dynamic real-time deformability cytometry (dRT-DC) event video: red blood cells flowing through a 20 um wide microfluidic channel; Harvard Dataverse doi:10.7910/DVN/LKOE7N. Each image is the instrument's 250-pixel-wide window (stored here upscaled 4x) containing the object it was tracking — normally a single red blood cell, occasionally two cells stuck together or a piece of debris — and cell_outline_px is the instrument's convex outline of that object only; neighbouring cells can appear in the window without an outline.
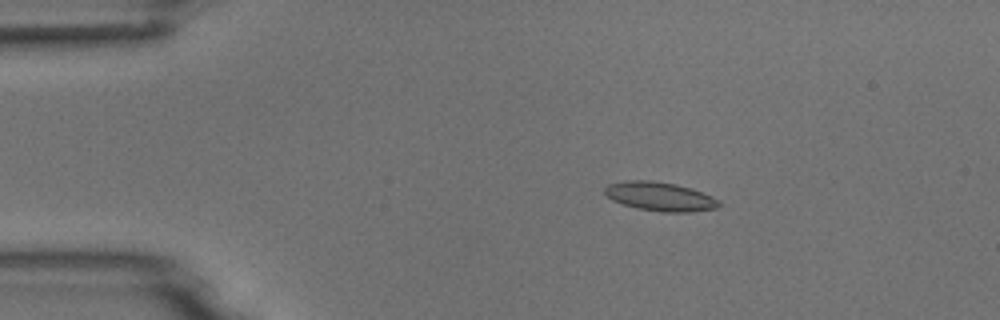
{"species": "common noctule bat (a hibernating species)", "species_latin": "Nyctalus noctula", "temperature_condition": "room temperature", "stored_images_in_passage": 4, "camera_frame_rate_fps": 3000, "um_per_image_px": 0.085, "animal": {"sex": "male", "body_mass_g": 18.8}, "frame": {"image": 1, "passage_image": 3, "time_ms": 2.333, "image_size_px": [1000, 320], "cell_outline_px": [[720, 204], [716, 208], [692, 212], [660, 212], [636, 208], [612, 200], [604, 192], [604, 188], [608, 184], [624, 180], [648, 180], [676, 184], [692, 188], [712, 196], [720, 200]], "centroid_in_image_um": [56.1, 16.7], "position_along_channel_um": 28.9, "area_um2": 19.36}}